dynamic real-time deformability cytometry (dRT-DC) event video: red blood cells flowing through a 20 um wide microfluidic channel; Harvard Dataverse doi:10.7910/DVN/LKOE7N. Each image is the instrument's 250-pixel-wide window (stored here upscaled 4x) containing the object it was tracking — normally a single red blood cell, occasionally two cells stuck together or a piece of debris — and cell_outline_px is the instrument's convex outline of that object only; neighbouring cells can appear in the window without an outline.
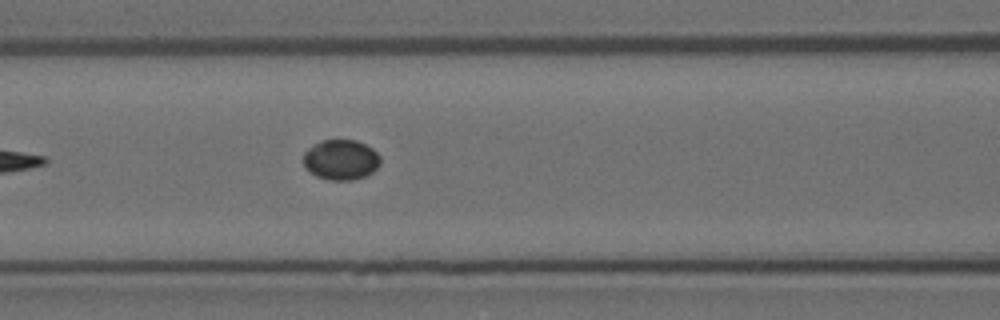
{"species": "Egyptian fruit bat (a non-hibernating species)", "species_latin": "Rousettus aegyptiacus", "temperature_condition": "room temperature", "stored_images_in_passage": 7, "camera_frame_rate_fps": 3000, "um_per_image_px": 0.085, "animal": {"sex": "female"}, "frame": {"image": 1, "passage_image": 7, "time_ms": 2.0, "image_size_px": [1000, 320], "cell_outline_px": [[380, 164], [372, 172], [364, 176], [352, 180], [328, 180], [316, 176], [304, 164], [304, 152], [312, 144], [320, 140], [356, 140], [372, 148], [380, 156]], "centroid_in_image_um": [28.98, 13.57], "position_along_channel_um": 137.6, "area_um2": 17.98}}